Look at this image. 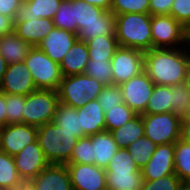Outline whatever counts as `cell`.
I'll return each instance as SVG.
<instances>
[{
    "instance_id": "5b68a950",
    "label": "cell",
    "mask_w": 190,
    "mask_h": 190,
    "mask_svg": "<svg viewBox=\"0 0 190 190\" xmlns=\"http://www.w3.org/2000/svg\"><path fill=\"white\" fill-rule=\"evenodd\" d=\"M105 85L87 74L62 76L57 89L59 103L79 108L88 101L96 100Z\"/></svg>"
},
{
    "instance_id": "11a10c76",
    "label": "cell",
    "mask_w": 190,
    "mask_h": 190,
    "mask_svg": "<svg viewBox=\"0 0 190 190\" xmlns=\"http://www.w3.org/2000/svg\"><path fill=\"white\" fill-rule=\"evenodd\" d=\"M186 42H187V47L190 54V35H186Z\"/></svg>"
},
{
    "instance_id": "d4e9b609",
    "label": "cell",
    "mask_w": 190,
    "mask_h": 190,
    "mask_svg": "<svg viewBox=\"0 0 190 190\" xmlns=\"http://www.w3.org/2000/svg\"><path fill=\"white\" fill-rule=\"evenodd\" d=\"M111 133L119 149L129 147L130 144L144 136L142 115L137 114L120 128L112 130Z\"/></svg>"
},
{
    "instance_id": "c3c4849f",
    "label": "cell",
    "mask_w": 190,
    "mask_h": 190,
    "mask_svg": "<svg viewBox=\"0 0 190 190\" xmlns=\"http://www.w3.org/2000/svg\"><path fill=\"white\" fill-rule=\"evenodd\" d=\"M6 110L5 93L0 90V128L6 125Z\"/></svg>"
},
{
    "instance_id": "ab89813d",
    "label": "cell",
    "mask_w": 190,
    "mask_h": 190,
    "mask_svg": "<svg viewBox=\"0 0 190 190\" xmlns=\"http://www.w3.org/2000/svg\"><path fill=\"white\" fill-rule=\"evenodd\" d=\"M69 163L94 164V158H92L91 136L79 138L74 147Z\"/></svg>"
},
{
    "instance_id": "9f6ffc18",
    "label": "cell",
    "mask_w": 190,
    "mask_h": 190,
    "mask_svg": "<svg viewBox=\"0 0 190 190\" xmlns=\"http://www.w3.org/2000/svg\"><path fill=\"white\" fill-rule=\"evenodd\" d=\"M182 120H190V107H189L188 110H187V115H186L185 118L182 119Z\"/></svg>"
},
{
    "instance_id": "f1b7e54d",
    "label": "cell",
    "mask_w": 190,
    "mask_h": 190,
    "mask_svg": "<svg viewBox=\"0 0 190 190\" xmlns=\"http://www.w3.org/2000/svg\"><path fill=\"white\" fill-rule=\"evenodd\" d=\"M23 184L13 156L0 151V190H18Z\"/></svg>"
},
{
    "instance_id": "3957f363",
    "label": "cell",
    "mask_w": 190,
    "mask_h": 190,
    "mask_svg": "<svg viewBox=\"0 0 190 190\" xmlns=\"http://www.w3.org/2000/svg\"><path fill=\"white\" fill-rule=\"evenodd\" d=\"M79 40L88 41L97 36L115 35V14L83 0H73Z\"/></svg>"
},
{
    "instance_id": "1f68e13d",
    "label": "cell",
    "mask_w": 190,
    "mask_h": 190,
    "mask_svg": "<svg viewBox=\"0 0 190 190\" xmlns=\"http://www.w3.org/2000/svg\"><path fill=\"white\" fill-rule=\"evenodd\" d=\"M157 145L145 135L137 139L127 147L135 164L142 169L150 160L155 152Z\"/></svg>"
},
{
    "instance_id": "74e56055",
    "label": "cell",
    "mask_w": 190,
    "mask_h": 190,
    "mask_svg": "<svg viewBox=\"0 0 190 190\" xmlns=\"http://www.w3.org/2000/svg\"><path fill=\"white\" fill-rule=\"evenodd\" d=\"M190 107V91L183 85L172 86V112L181 120Z\"/></svg>"
},
{
    "instance_id": "7dc6e473",
    "label": "cell",
    "mask_w": 190,
    "mask_h": 190,
    "mask_svg": "<svg viewBox=\"0 0 190 190\" xmlns=\"http://www.w3.org/2000/svg\"><path fill=\"white\" fill-rule=\"evenodd\" d=\"M180 140L190 143V120H181Z\"/></svg>"
},
{
    "instance_id": "d6a6232c",
    "label": "cell",
    "mask_w": 190,
    "mask_h": 190,
    "mask_svg": "<svg viewBox=\"0 0 190 190\" xmlns=\"http://www.w3.org/2000/svg\"><path fill=\"white\" fill-rule=\"evenodd\" d=\"M136 115L137 113L125 103H120L116 107L108 108V111L105 112L106 131L111 132L114 129L120 128Z\"/></svg>"
},
{
    "instance_id": "52a82bcc",
    "label": "cell",
    "mask_w": 190,
    "mask_h": 190,
    "mask_svg": "<svg viewBox=\"0 0 190 190\" xmlns=\"http://www.w3.org/2000/svg\"><path fill=\"white\" fill-rule=\"evenodd\" d=\"M58 93L55 90L37 89L26 96L23 123L36 127L53 122L57 105Z\"/></svg>"
},
{
    "instance_id": "7402d4cb",
    "label": "cell",
    "mask_w": 190,
    "mask_h": 190,
    "mask_svg": "<svg viewBox=\"0 0 190 190\" xmlns=\"http://www.w3.org/2000/svg\"><path fill=\"white\" fill-rule=\"evenodd\" d=\"M81 128L85 136L106 131L105 112L96 100L88 101L86 105L77 108Z\"/></svg>"
},
{
    "instance_id": "e575fe53",
    "label": "cell",
    "mask_w": 190,
    "mask_h": 190,
    "mask_svg": "<svg viewBox=\"0 0 190 190\" xmlns=\"http://www.w3.org/2000/svg\"><path fill=\"white\" fill-rule=\"evenodd\" d=\"M106 172L142 171L136 164L127 148L118 149L105 169Z\"/></svg>"
},
{
    "instance_id": "4fadbf2b",
    "label": "cell",
    "mask_w": 190,
    "mask_h": 190,
    "mask_svg": "<svg viewBox=\"0 0 190 190\" xmlns=\"http://www.w3.org/2000/svg\"><path fill=\"white\" fill-rule=\"evenodd\" d=\"M73 190H107L106 171L95 164L68 163Z\"/></svg>"
},
{
    "instance_id": "b9f144b4",
    "label": "cell",
    "mask_w": 190,
    "mask_h": 190,
    "mask_svg": "<svg viewBox=\"0 0 190 190\" xmlns=\"http://www.w3.org/2000/svg\"><path fill=\"white\" fill-rule=\"evenodd\" d=\"M183 184L174 173L156 180H144L140 190H178Z\"/></svg>"
},
{
    "instance_id": "f35d334b",
    "label": "cell",
    "mask_w": 190,
    "mask_h": 190,
    "mask_svg": "<svg viewBox=\"0 0 190 190\" xmlns=\"http://www.w3.org/2000/svg\"><path fill=\"white\" fill-rule=\"evenodd\" d=\"M150 0H111V12L115 15L125 13H149Z\"/></svg>"
},
{
    "instance_id": "9c48e42d",
    "label": "cell",
    "mask_w": 190,
    "mask_h": 190,
    "mask_svg": "<svg viewBox=\"0 0 190 190\" xmlns=\"http://www.w3.org/2000/svg\"><path fill=\"white\" fill-rule=\"evenodd\" d=\"M153 48H179L187 46L186 29L171 15L151 16Z\"/></svg>"
},
{
    "instance_id": "8992f818",
    "label": "cell",
    "mask_w": 190,
    "mask_h": 190,
    "mask_svg": "<svg viewBox=\"0 0 190 190\" xmlns=\"http://www.w3.org/2000/svg\"><path fill=\"white\" fill-rule=\"evenodd\" d=\"M37 89L57 91L62 80L59 63L52 61L38 47H32L25 60Z\"/></svg>"
},
{
    "instance_id": "681fc988",
    "label": "cell",
    "mask_w": 190,
    "mask_h": 190,
    "mask_svg": "<svg viewBox=\"0 0 190 190\" xmlns=\"http://www.w3.org/2000/svg\"><path fill=\"white\" fill-rule=\"evenodd\" d=\"M91 5L100 7L106 11L111 10V0H83Z\"/></svg>"
},
{
    "instance_id": "e0dca14e",
    "label": "cell",
    "mask_w": 190,
    "mask_h": 190,
    "mask_svg": "<svg viewBox=\"0 0 190 190\" xmlns=\"http://www.w3.org/2000/svg\"><path fill=\"white\" fill-rule=\"evenodd\" d=\"M34 190H73L66 165L49 164L28 183Z\"/></svg>"
},
{
    "instance_id": "603a6c76",
    "label": "cell",
    "mask_w": 190,
    "mask_h": 190,
    "mask_svg": "<svg viewBox=\"0 0 190 190\" xmlns=\"http://www.w3.org/2000/svg\"><path fill=\"white\" fill-rule=\"evenodd\" d=\"M92 140V158L94 164L100 168L106 169L112 160L113 155L119 149L109 131H103L91 135Z\"/></svg>"
},
{
    "instance_id": "7bdbcfd3",
    "label": "cell",
    "mask_w": 190,
    "mask_h": 190,
    "mask_svg": "<svg viewBox=\"0 0 190 190\" xmlns=\"http://www.w3.org/2000/svg\"><path fill=\"white\" fill-rule=\"evenodd\" d=\"M170 15L186 27L190 23V0H174Z\"/></svg>"
},
{
    "instance_id": "db71d44e",
    "label": "cell",
    "mask_w": 190,
    "mask_h": 190,
    "mask_svg": "<svg viewBox=\"0 0 190 190\" xmlns=\"http://www.w3.org/2000/svg\"><path fill=\"white\" fill-rule=\"evenodd\" d=\"M178 190H190V184H183Z\"/></svg>"
},
{
    "instance_id": "ffe728a7",
    "label": "cell",
    "mask_w": 190,
    "mask_h": 190,
    "mask_svg": "<svg viewBox=\"0 0 190 190\" xmlns=\"http://www.w3.org/2000/svg\"><path fill=\"white\" fill-rule=\"evenodd\" d=\"M87 43L77 39L69 49L63 60L59 63L62 76L77 75L85 73L89 62Z\"/></svg>"
},
{
    "instance_id": "4dcf8cb0",
    "label": "cell",
    "mask_w": 190,
    "mask_h": 190,
    "mask_svg": "<svg viewBox=\"0 0 190 190\" xmlns=\"http://www.w3.org/2000/svg\"><path fill=\"white\" fill-rule=\"evenodd\" d=\"M175 174L184 184H190V143L178 139L174 143Z\"/></svg>"
},
{
    "instance_id": "5bb4252c",
    "label": "cell",
    "mask_w": 190,
    "mask_h": 190,
    "mask_svg": "<svg viewBox=\"0 0 190 190\" xmlns=\"http://www.w3.org/2000/svg\"><path fill=\"white\" fill-rule=\"evenodd\" d=\"M13 159L16 169L25 183L36 177L50 164L46 160L37 140L24 147Z\"/></svg>"
},
{
    "instance_id": "44dd1931",
    "label": "cell",
    "mask_w": 190,
    "mask_h": 190,
    "mask_svg": "<svg viewBox=\"0 0 190 190\" xmlns=\"http://www.w3.org/2000/svg\"><path fill=\"white\" fill-rule=\"evenodd\" d=\"M63 0H24L17 10L14 21L36 18L53 19Z\"/></svg>"
},
{
    "instance_id": "60d3db41",
    "label": "cell",
    "mask_w": 190,
    "mask_h": 190,
    "mask_svg": "<svg viewBox=\"0 0 190 190\" xmlns=\"http://www.w3.org/2000/svg\"><path fill=\"white\" fill-rule=\"evenodd\" d=\"M97 101L104 112L108 111V108H113L120 103H124L120 86L116 84L105 86L97 97Z\"/></svg>"
},
{
    "instance_id": "9a60e30c",
    "label": "cell",
    "mask_w": 190,
    "mask_h": 190,
    "mask_svg": "<svg viewBox=\"0 0 190 190\" xmlns=\"http://www.w3.org/2000/svg\"><path fill=\"white\" fill-rule=\"evenodd\" d=\"M0 90L6 94L27 96L37 88L25 63L19 62L7 66Z\"/></svg>"
},
{
    "instance_id": "277c9868",
    "label": "cell",
    "mask_w": 190,
    "mask_h": 190,
    "mask_svg": "<svg viewBox=\"0 0 190 190\" xmlns=\"http://www.w3.org/2000/svg\"><path fill=\"white\" fill-rule=\"evenodd\" d=\"M79 139L54 122L38 127L37 141L50 164L66 165Z\"/></svg>"
},
{
    "instance_id": "cb8c5ba5",
    "label": "cell",
    "mask_w": 190,
    "mask_h": 190,
    "mask_svg": "<svg viewBox=\"0 0 190 190\" xmlns=\"http://www.w3.org/2000/svg\"><path fill=\"white\" fill-rule=\"evenodd\" d=\"M32 47L15 32L0 37V55L7 64L24 62Z\"/></svg>"
},
{
    "instance_id": "bcb514c9",
    "label": "cell",
    "mask_w": 190,
    "mask_h": 190,
    "mask_svg": "<svg viewBox=\"0 0 190 190\" xmlns=\"http://www.w3.org/2000/svg\"><path fill=\"white\" fill-rule=\"evenodd\" d=\"M14 32V20L0 13V37Z\"/></svg>"
},
{
    "instance_id": "836d02e7",
    "label": "cell",
    "mask_w": 190,
    "mask_h": 190,
    "mask_svg": "<svg viewBox=\"0 0 190 190\" xmlns=\"http://www.w3.org/2000/svg\"><path fill=\"white\" fill-rule=\"evenodd\" d=\"M55 28L65 29L77 34V22H75V7L73 0H63L58 11L53 17Z\"/></svg>"
},
{
    "instance_id": "ee69618b",
    "label": "cell",
    "mask_w": 190,
    "mask_h": 190,
    "mask_svg": "<svg viewBox=\"0 0 190 190\" xmlns=\"http://www.w3.org/2000/svg\"><path fill=\"white\" fill-rule=\"evenodd\" d=\"M174 0H150L149 14L155 15H170V10Z\"/></svg>"
},
{
    "instance_id": "f6af8a7d",
    "label": "cell",
    "mask_w": 190,
    "mask_h": 190,
    "mask_svg": "<svg viewBox=\"0 0 190 190\" xmlns=\"http://www.w3.org/2000/svg\"><path fill=\"white\" fill-rule=\"evenodd\" d=\"M24 0H0V13L13 20Z\"/></svg>"
},
{
    "instance_id": "2e32d148",
    "label": "cell",
    "mask_w": 190,
    "mask_h": 190,
    "mask_svg": "<svg viewBox=\"0 0 190 190\" xmlns=\"http://www.w3.org/2000/svg\"><path fill=\"white\" fill-rule=\"evenodd\" d=\"M141 170L143 180H156L174 174V143L157 145L150 160Z\"/></svg>"
},
{
    "instance_id": "6f0895ef",
    "label": "cell",
    "mask_w": 190,
    "mask_h": 190,
    "mask_svg": "<svg viewBox=\"0 0 190 190\" xmlns=\"http://www.w3.org/2000/svg\"><path fill=\"white\" fill-rule=\"evenodd\" d=\"M186 35H190V23L185 27Z\"/></svg>"
},
{
    "instance_id": "8d00e7d4",
    "label": "cell",
    "mask_w": 190,
    "mask_h": 190,
    "mask_svg": "<svg viewBox=\"0 0 190 190\" xmlns=\"http://www.w3.org/2000/svg\"><path fill=\"white\" fill-rule=\"evenodd\" d=\"M6 101V125L23 123L24 104L26 96L11 95L5 93Z\"/></svg>"
},
{
    "instance_id": "7c38bea8",
    "label": "cell",
    "mask_w": 190,
    "mask_h": 190,
    "mask_svg": "<svg viewBox=\"0 0 190 190\" xmlns=\"http://www.w3.org/2000/svg\"><path fill=\"white\" fill-rule=\"evenodd\" d=\"M38 127L24 123L7 124L0 128V151L15 156L37 140Z\"/></svg>"
},
{
    "instance_id": "30bf717a",
    "label": "cell",
    "mask_w": 190,
    "mask_h": 190,
    "mask_svg": "<svg viewBox=\"0 0 190 190\" xmlns=\"http://www.w3.org/2000/svg\"><path fill=\"white\" fill-rule=\"evenodd\" d=\"M112 84L121 85L144 71V52L119 46L112 59Z\"/></svg>"
},
{
    "instance_id": "8fae6325",
    "label": "cell",
    "mask_w": 190,
    "mask_h": 190,
    "mask_svg": "<svg viewBox=\"0 0 190 190\" xmlns=\"http://www.w3.org/2000/svg\"><path fill=\"white\" fill-rule=\"evenodd\" d=\"M154 83L145 71L119 85L124 103L137 114L146 111Z\"/></svg>"
},
{
    "instance_id": "4316f807",
    "label": "cell",
    "mask_w": 190,
    "mask_h": 190,
    "mask_svg": "<svg viewBox=\"0 0 190 190\" xmlns=\"http://www.w3.org/2000/svg\"><path fill=\"white\" fill-rule=\"evenodd\" d=\"M143 181L142 171L106 172L107 190H140Z\"/></svg>"
},
{
    "instance_id": "83f0119b",
    "label": "cell",
    "mask_w": 190,
    "mask_h": 190,
    "mask_svg": "<svg viewBox=\"0 0 190 190\" xmlns=\"http://www.w3.org/2000/svg\"><path fill=\"white\" fill-rule=\"evenodd\" d=\"M86 43L89 60H111L119 47L116 35L97 36Z\"/></svg>"
},
{
    "instance_id": "f907efd6",
    "label": "cell",
    "mask_w": 190,
    "mask_h": 190,
    "mask_svg": "<svg viewBox=\"0 0 190 190\" xmlns=\"http://www.w3.org/2000/svg\"><path fill=\"white\" fill-rule=\"evenodd\" d=\"M7 66H8L7 62L0 55V85L2 83L3 76H4L5 72H6Z\"/></svg>"
},
{
    "instance_id": "d590c367",
    "label": "cell",
    "mask_w": 190,
    "mask_h": 190,
    "mask_svg": "<svg viewBox=\"0 0 190 190\" xmlns=\"http://www.w3.org/2000/svg\"><path fill=\"white\" fill-rule=\"evenodd\" d=\"M85 74L105 86L112 84L111 60H89Z\"/></svg>"
},
{
    "instance_id": "f546056e",
    "label": "cell",
    "mask_w": 190,
    "mask_h": 190,
    "mask_svg": "<svg viewBox=\"0 0 190 190\" xmlns=\"http://www.w3.org/2000/svg\"><path fill=\"white\" fill-rule=\"evenodd\" d=\"M172 112V86L154 85L152 95L143 114Z\"/></svg>"
},
{
    "instance_id": "484cf974",
    "label": "cell",
    "mask_w": 190,
    "mask_h": 190,
    "mask_svg": "<svg viewBox=\"0 0 190 190\" xmlns=\"http://www.w3.org/2000/svg\"><path fill=\"white\" fill-rule=\"evenodd\" d=\"M53 122L61 129L73 133L78 139L85 136L81 128L80 116L76 108L59 103L56 108Z\"/></svg>"
},
{
    "instance_id": "ac0fdd59",
    "label": "cell",
    "mask_w": 190,
    "mask_h": 190,
    "mask_svg": "<svg viewBox=\"0 0 190 190\" xmlns=\"http://www.w3.org/2000/svg\"><path fill=\"white\" fill-rule=\"evenodd\" d=\"M77 39V34L65 29L54 27L52 31L41 41L38 48L42 50L52 61L60 63Z\"/></svg>"
},
{
    "instance_id": "d6986e66",
    "label": "cell",
    "mask_w": 190,
    "mask_h": 190,
    "mask_svg": "<svg viewBox=\"0 0 190 190\" xmlns=\"http://www.w3.org/2000/svg\"><path fill=\"white\" fill-rule=\"evenodd\" d=\"M53 28V19L36 18L26 21H14V32L31 47H38Z\"/></svg>"
},
{
    "instance_id": "816d5d0a",
    "label": "cell",
    "mask_w": 190,
    "mask_h": 190,
    "mask_svg": "<svg viewBox=\"0 0 190 190\" xmlns=\"http://www.w3.org/2000/svg\"><path fill=\"white\" fill-rule=\"evenodd\" d=\"M190 91V59L186 69L185 77L182 83Z\"/></svg>"
},
{
    "instance_id": "6da1fadb",
    "label": "cell",
    "mask_w": 190,
    "mask_h": 190,
    "mask_svg": "<svg viewBox=\"0 0 190 190\" xmlns=\"http://www.w3.org/2000/svg\"><path fill=\"white\" fill-rule=\"evenodd\" d=\"M189 59L187 46L153 48L144 52V71L156 85H181Z\"/></svg>"
},
{
    "instance_id": "7a4b0ae2",
    "label": "cell",
    "mask_w": 190,
    "mask_h": 190,
    "mask_svg": "<svg viewBox=\"0 0 190 190\" xmlns=\"http://www.w3.org/2000/svg\"><path fill=\"white\" fill-rule=\"evenodd\" d=\"M115 35L121 47L143 52L151 50V15L149 13L115 15Z\"/></svg>"
},
{
    "instance_id": "f5cc1de1",
    "label": "cell",
    "mask_w": 190,
    "mask_h": 190,
    "mask_svg": "<svg viewBox=\"0 0 190 190\" xmlns=\"http://www.w3.org/2000/svg\"><path fill=\"white\" fill-rule=\"evenodd\" d=\"M18 190H34L31 186L27 183L23 184Z\"/></svg>"
},
{
    "instance_id": "ba28073f",
    "label": "cell",
    "mask_w": 190,
    "mask_h": 190,
    "mask_svg": "<svg viewBox=\"0 0 190 190\" xmlns=\"http://www.w3.org/2000/svg\"><path fill=\"white\" fill-rule=\"evenodd\" d=\"M141 115L144 135L156 145L175 143L180 139L181 119L173 112Z\"/></svg>"
}]
</instances>
